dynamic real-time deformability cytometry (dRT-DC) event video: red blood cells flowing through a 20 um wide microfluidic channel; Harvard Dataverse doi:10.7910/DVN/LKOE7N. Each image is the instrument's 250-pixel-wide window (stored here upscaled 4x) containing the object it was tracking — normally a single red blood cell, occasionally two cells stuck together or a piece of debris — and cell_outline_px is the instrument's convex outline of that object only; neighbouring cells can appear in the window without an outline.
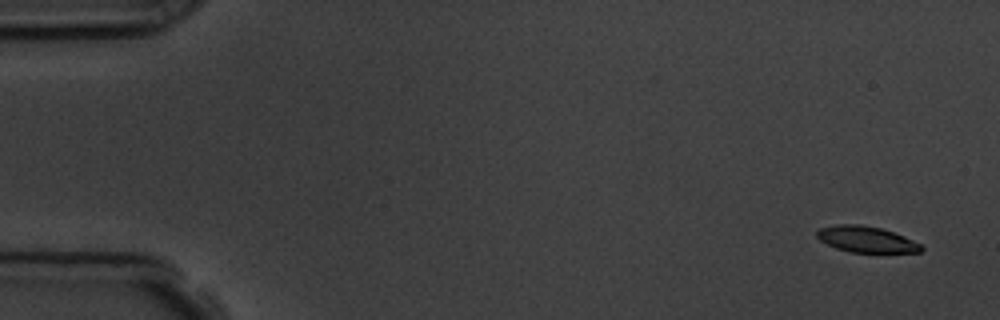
{"species": "common noctule bat (a hibernating species)", "species_latin": "Nyctalus noctula", "temperature_condition": "room temperature", "stored_images_in_passage": 5, "camera_frame_rate_fps": 3000, "um_per_image_px": 0.085, "animal": {"sex": "male", "body_mass_g": 19.5, "forearm_length_mm": 54.6}, "frame": {"image": 1, "passage_image": 1, "time_ms": 0.0, "image_size_px": [1000, 320], "cell_outline_px": [[924, 248], [920, 252], [852, 252], [836, 248], [820, 240], [816, 236], [816, 232], [820, 228], [836, 224], [860, 224], [880, 228], [904, 236], [920, 244]], "centroid_in_image_um": [73.61, 20.33], "position_along_channel_um": 11.4, "area_um2": 15.66}}
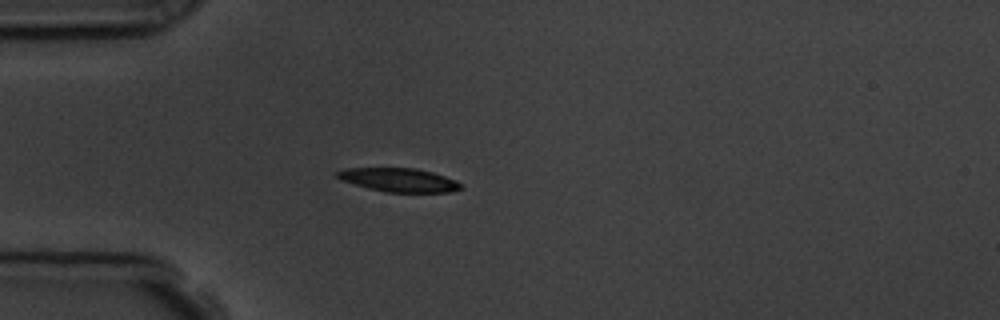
{"frame": {"image": 2, "passage_image": 4, "time_ms": 4.333, "image_size_px": [1000, 320], "cell_outline_px": [[464, 188], [448, 192], [384, 192], [368, 188], [340, 180], [336, 176], [336, 172], [344, 168], [412, 168], [432, 172], [456, 180], [464, 184]], "centroid_in_image_um": [33.92, 15.3], "position_along_channel_um": 51.1, "area_um2": 17.11}}